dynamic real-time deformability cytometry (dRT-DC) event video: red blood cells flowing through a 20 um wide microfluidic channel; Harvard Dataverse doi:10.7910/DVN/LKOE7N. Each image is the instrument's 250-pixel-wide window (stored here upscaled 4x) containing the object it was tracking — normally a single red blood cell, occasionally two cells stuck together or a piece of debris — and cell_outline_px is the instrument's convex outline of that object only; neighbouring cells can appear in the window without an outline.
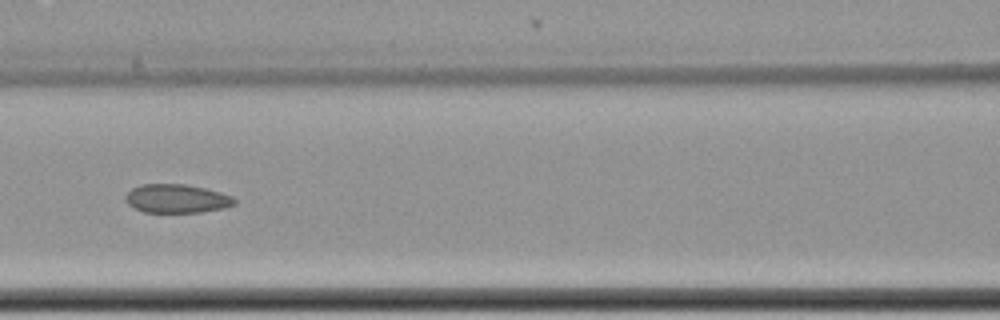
{"species": "common noctule bat (a hibernating species)", "species_latin": "Nyctalus noctula", "temperature_condition": "cold", "stored_images_in_passage": 15, "camera_frame_rate_fps": 3000, "um_per_image_px": 0.085, "animal": {"sex": "female", "body_mass_g": 22.7, "forearm_length_mm": 54.2}, "frame": {"image": 1, "passage_image": 7, "time_ms": 2.0, "image_size_px": [1000, 320], "cell_outline_px": [[236, 204], [224, 208], [200, 212], [144, 212], [128, 204], [124, 196], [132, 188], [140, 184], [184, 184], [204, 188], [220, 192], [232, 196], [236, 200]], "centroid_in_image_um": [15.02, 16.88], "position_along_channel_um": 151.6, "area_um2": 18.15}}
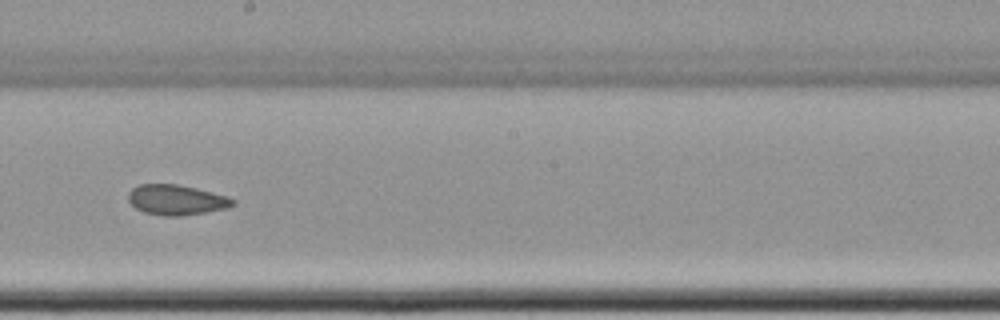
{"frame": {"image": 2, "passage_image": 9, "time_ms": 2.667, "image_size_px": [1000, 320], "cell_outline_px": [[236, 204], [228, 208], [180, 216], [164, 216], [144, 212], [136, 208], [128, 200], [128, 192], [132, 188], [140, 184], [176, 184], [196, 188], [228, 196], [236, 200]], "centroid_in_image_um": [15.01, 16.98], "position_along_channel_um": 233.2, "area_um2": 18.44}}
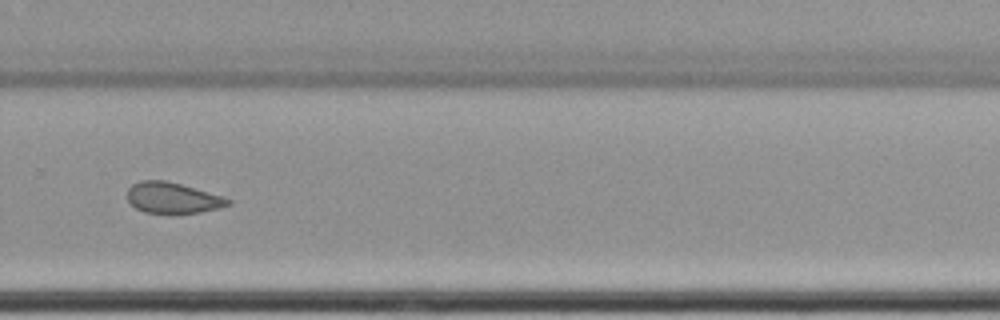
{"frame": {"image": 3, "passage_image": 11, "time_ms": 3.333, "image_size_px": [1000, 320], "cell_outline_px": [[232, 204], [220, 208], [200, 212], [168, 216], [144, 212], [136, 208], [128, 200], [128, 188], [132, 184], [140, 180], [164, 180], [180, 184], [224, 196], [232, 200]], "centroid_in_image_um": [14.7, 16.86], "position_along_channel_um": 315.1, "area_um2": 18.73}}